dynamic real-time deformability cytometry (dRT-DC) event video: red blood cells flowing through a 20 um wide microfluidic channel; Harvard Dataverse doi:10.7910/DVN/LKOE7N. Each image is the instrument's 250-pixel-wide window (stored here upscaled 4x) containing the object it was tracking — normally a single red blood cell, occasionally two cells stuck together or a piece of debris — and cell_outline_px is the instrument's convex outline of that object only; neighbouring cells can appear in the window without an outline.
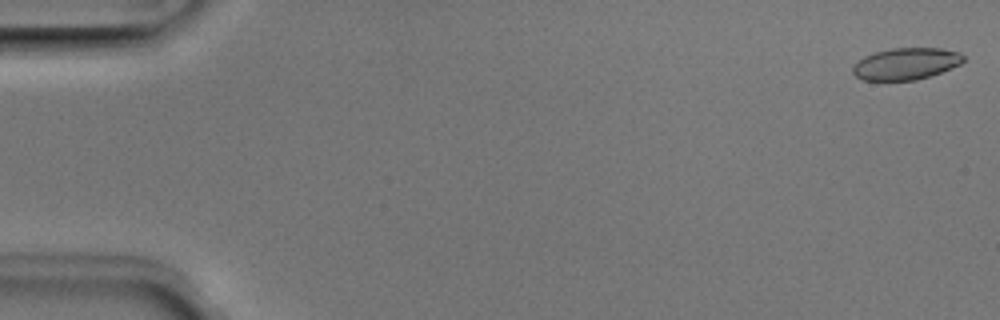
{"species": "Egyptian fruit bat (a non-hibernating species)", "species_latin": "Rousettus aegyptiacus", "temperature_condition": "room temperature", "stored_images_in_passage": 6, "segment_of_instrument_passage": [2, 2], "camera_frame_rate_fps": 3000, "um_per_image_px": 0.085, "animal": {"sex": "male"}, "frame": {"image": 1, "passage_image": 6, "time_ms": 1.667, "image_size_px": [1000, 320], "cell_outline_px": [[964, 60], [960, 64], [940, 72], [916, 80], [864, 80], [856, 76], [852, 72], [852, 68], [864, 56], [876, 52], [892, 48], [944, 48], [960, 52], [964, 56]], "centroid_in_image_um": [77.03, 5.41], "position_along_channel_um": 8.0, "area_um2": 20.29}}